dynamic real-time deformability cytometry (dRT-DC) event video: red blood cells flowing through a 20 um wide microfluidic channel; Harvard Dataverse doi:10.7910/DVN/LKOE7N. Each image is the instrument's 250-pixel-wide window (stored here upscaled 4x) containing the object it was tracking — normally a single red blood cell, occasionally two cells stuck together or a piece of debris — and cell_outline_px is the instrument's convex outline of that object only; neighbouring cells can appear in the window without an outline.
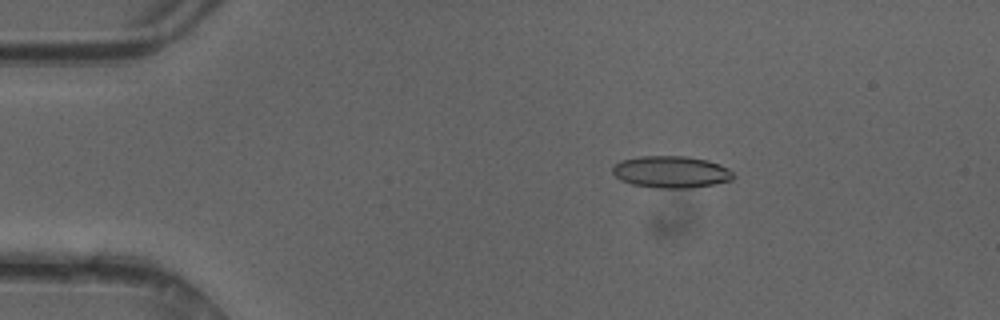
{"species": "common noctule bat (a hibernating species)", "species_latin": "Nyctalus noctula", "temperature_condition": "cold", "stored_images_in_passage": 49, "camera_frame_rate_fps": 3000, "um_per_image_px": 0.085, "animal": {"sex": "female"}, "frame": {"image": 1, "passage_image": 9, "time_ms": 2.667, "image_size_px": [1000, 320], "cell_outline_px": [[736, 176], [732, 180], [712, 184], [688, 188], [656, 188], [632, 184], [620, 180], [612, 172], [612, 168], [620, 160], [640, 156], [684, 156], [708, 160], [720, 164], [728, 168]], "centroid_in_image_um": [57.04, 14.61], "position_along_channel_um": 28.0, "area_um2": 22.48}}
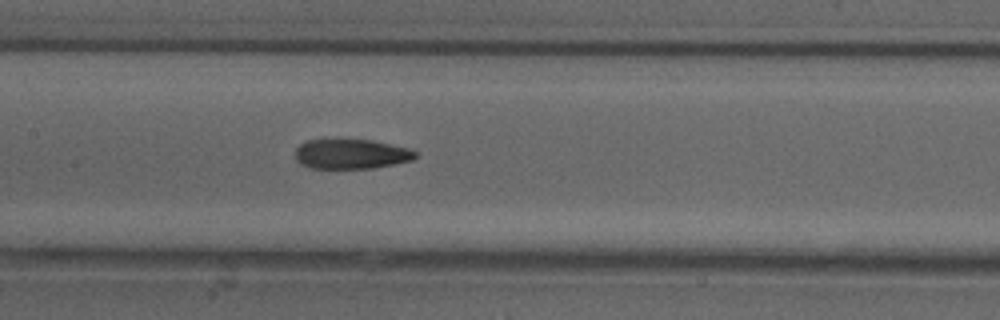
{"frame": {"image": 2, "passage_image": 24, "time_ms": 7.667, "image_size_px": [1000, 320], "cell_outline_px": [[416, 156], [412, 160], [372, 168], [308, 168], [300, 164], [296, 160], [296, 148], [300, 144], [308, 140], [372, 140], [408, 148], [416, 152]], "centroid_in_image_um": [29.82, 13.1], "position_along_channel_um": 177.6, "area_um2": 20.63}}
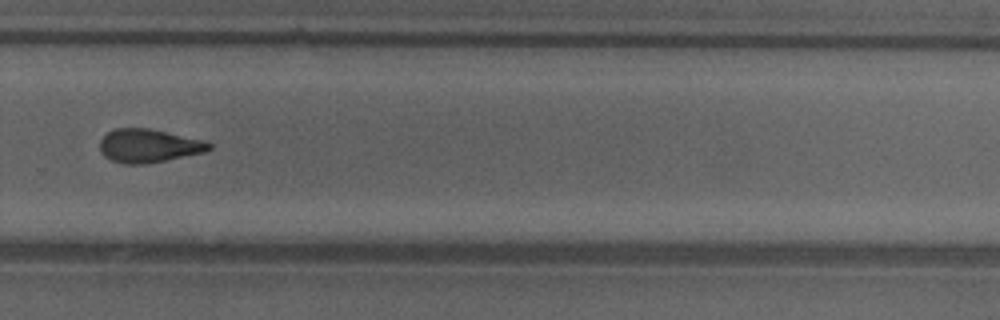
{"frame": {"image": 3, "passage_image": 34, "time_ms": 11.0, "image_size_px": [1000, 320], "cell_outline_px": [[212, 148], [204, 152], [148, 164], [124, 164], [112, 160], [104, 156], [100, 152], [100, 140], [108, 132], [116, 128], [148, 128], [204, 140], [212, 144]], "centroid_in_image_um": [12.63, 12.4], "position_along_channel_um": 317.2, "area_um2": 21.27}, "authors_computed_cell_mechanics": {"area_um2": 21.7906, "velocity_mm_per_s": 4.2067, "shape_relaxation_time_tau1_ms": 10.8342, "shape_relaxation_time_tau2_ms": 2.4602, "deformation_change_tau1": 0.2523, "deformation_change_tau2": 0.1089}}